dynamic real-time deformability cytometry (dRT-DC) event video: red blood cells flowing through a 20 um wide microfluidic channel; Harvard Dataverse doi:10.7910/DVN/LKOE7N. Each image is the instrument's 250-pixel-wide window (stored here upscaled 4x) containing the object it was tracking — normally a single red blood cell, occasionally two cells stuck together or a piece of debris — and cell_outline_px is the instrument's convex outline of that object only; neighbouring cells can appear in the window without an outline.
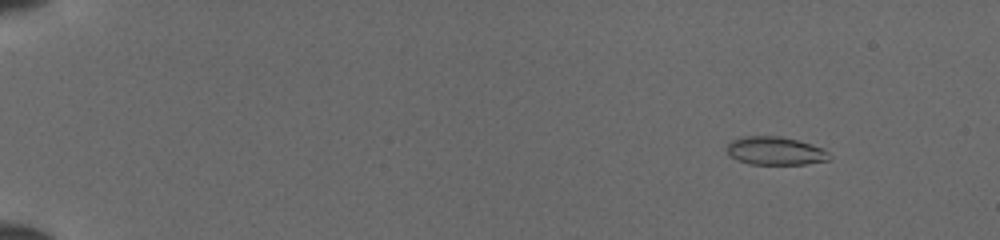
{"species": "common noctule bat (a hibernating species)", "species_latin": "Nyctalus noctula", "temperature_condition": "cold", "stored_images_in_passage": 52, "camera_frame_rate_fps": 3000, "um_per_image_px": 0.085, "animal": {"sex": "female", "body_mass_g": 19.5, "forearm_length_mm": 54.1}, "frame": {"image": 1, "passage_image": 7, "time_ms": 2.0, "image_size_px": [1000, 240], "cell_outline_px": [[832, 156], [828, 160], [804, 164], [748, 164], [732, 156], [728, 152], [728, 144], [732, 140], [748, 136], [780, 136], [796, 140], [820, 148], [828, 152]], "centroid_in_image_um": [65.91, 12.83], "position_along_channel_um": 19.1, "area_um2": 16.42}}
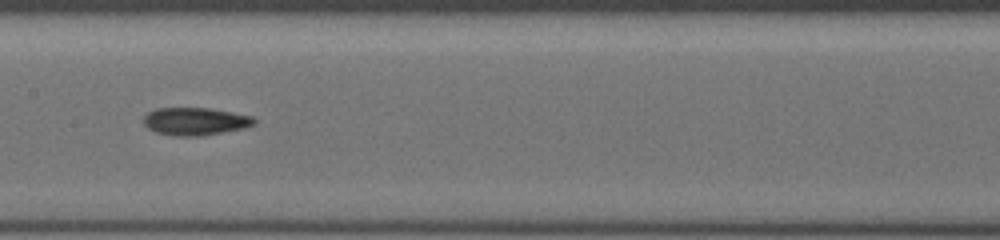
{"frame": {"image": 2, "passage_image": 29, "time_ms": 9.333, "image_size_px": [1000, 240], "cell_outline_px": [[256, 124], [244, 128], [200, 136], [176, 136], [156, 132], [148, 128], [144, 124], [144, 116], [148, 112], [156, 108], [208, 108], [232, 112], [252, 116], [256, 120]], "centroid_in_image_um": [16.6, 10.31], "position_along_channel_um": 190.8, "area_um2": 17.8}}
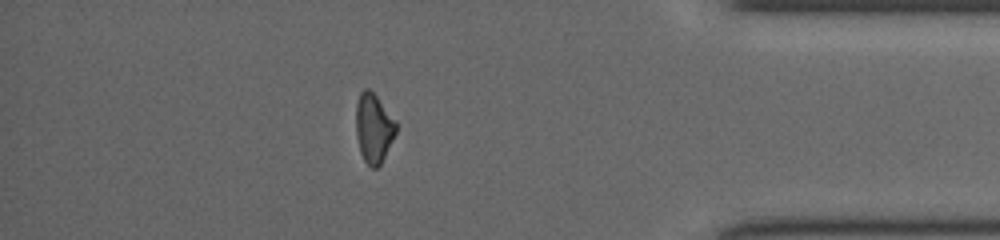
{"frame": {"image": 3, "passage_image": 46, "time_ms": 15.0, "image_size_px": [1000, 240], "cell_outline_px": [[396, 132], [380, 164], [376, 168], [372, 168], [364, 160], [360, 152], [356, 136], [356, 104], [360, 92], [364, 88], [368, 88], [376, 96], [396, 120]], "centroid_in_image_um": [31.74, 10.87], "position_along_channel_um": 403.5, "area_um2": 16.01}}